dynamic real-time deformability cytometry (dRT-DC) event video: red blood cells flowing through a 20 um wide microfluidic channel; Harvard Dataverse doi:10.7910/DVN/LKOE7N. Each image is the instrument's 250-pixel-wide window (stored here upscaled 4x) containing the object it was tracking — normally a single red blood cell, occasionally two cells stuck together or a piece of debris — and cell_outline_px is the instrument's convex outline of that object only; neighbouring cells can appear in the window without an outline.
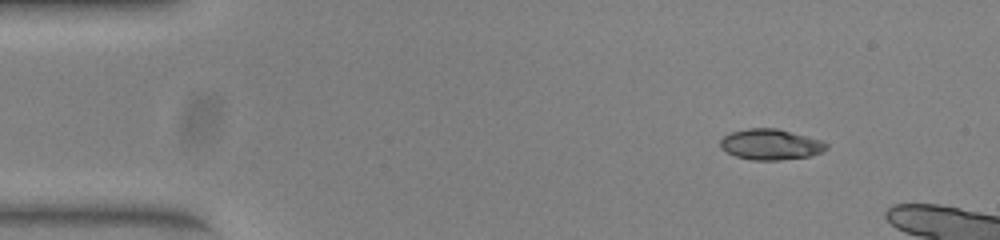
{"species": "common noctule bat (a hibernating species)", "species_latin": "Nyctalus noctula", "temperature_condition": "warm", "stored_images_in_passage": 40, "camera_frame_rate_fps": 3000, "um_per_image_px": 0.085, "animal": {"sex": "female", "body_mass_g": 23.0, "forearm_length_mm": 53.4}, "frame": {"image": 1, "passage_image": 1, "time_ms": 0.0, "image_size_px": [1000, 240], "cell_outline_px": [[828, 148], [812, 156], [780, 160], [752, 160], [736, 156], [720, 148], [720, 140], [724, 136], [732, 132], [748, 128], [776, 128], [820, 140], [828, 144]], "centroid_in_image_um": [65.49, 12.28], "position_along_channel_um": 19.5, "area_um2": 18.84}}
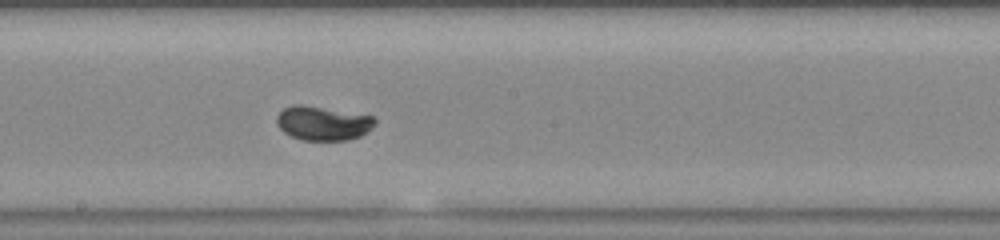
{"frame": {"image": 2, "passage_image": 23, "time_ms": 7.333, "image_size_px": [1000, 240], "cell_outline_px": [[376, 124], [368, 132], [360, 136], [348, 140], [304, 140], [292, 136], [284, 132], [276, 124], [276, 116], [284, 108], [292, 104], [300, 104], [372, 116], [376, 120]], "centroid_in_image_um": [27.44, 10.47], "position_along_channel_um": 220.8, "area_um2": 19.48}}
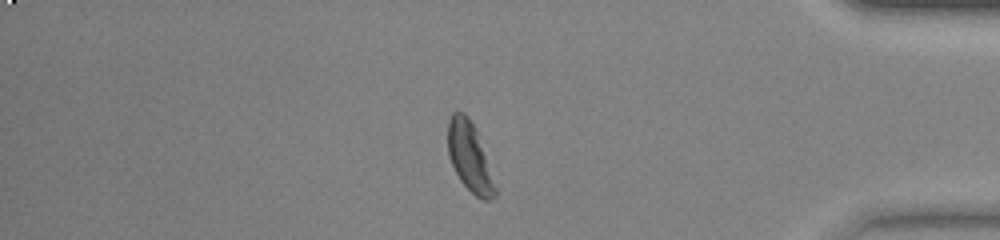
{"frame": {"image": 3, "passage_image": 39, "time_ms": 12.667, "image_size_px": [1000, 240], "cell_outline_px": [[496, 196], [492, 200], [484, 200], [476, 196], [460, 180], [452, 164], [448, 152], [448, 120], [452, 112], [464, 112], [468, 116], [476, 128], [496, 188]], "centroid_in_image_um": [39.91, 13.32], "position_along_channel_um": 395.3, "area_um2": 18.73}}